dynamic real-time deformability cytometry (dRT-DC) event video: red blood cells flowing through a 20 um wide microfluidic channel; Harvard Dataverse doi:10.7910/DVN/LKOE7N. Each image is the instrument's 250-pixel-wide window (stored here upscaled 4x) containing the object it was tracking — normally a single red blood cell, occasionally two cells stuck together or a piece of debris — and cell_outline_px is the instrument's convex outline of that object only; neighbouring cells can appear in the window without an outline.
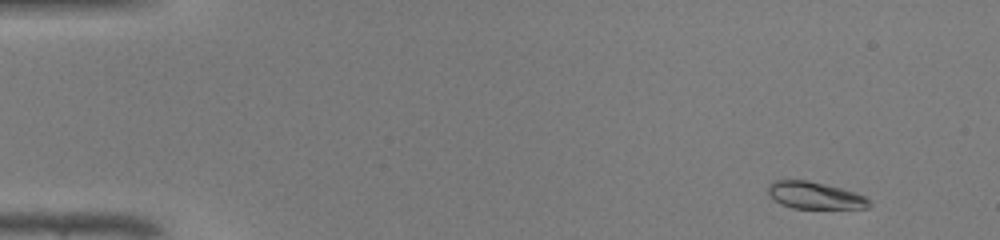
{"species": "common noctule bat (a hibernating species)", "species_latin": "Nyctalus noctula", "temperature_condition": "warm", "stored_images_in_passage": 46, "camera_frame_rate_fps": 3000, "um_per_image_px": 0.085, "animal": {"sex": "male", "body_mass_g": 19.0, "forearm_length_mm": 50.8}, "frame": {"image": 1, "passage_image": 3, "time_ms": 0.667, "image_size_px": [1000, 240], "cell_outline_px": [[872, 204], [868, 208], [792, 208], [780, 204], [768, 192], [768, 184], [772, 180], [808, 180], [856, 192], [864, 196]], "centroid_in_image_um": [69.26, 16.6], "position_along_channel_um": 15.7, "area_um2": 15.84}}
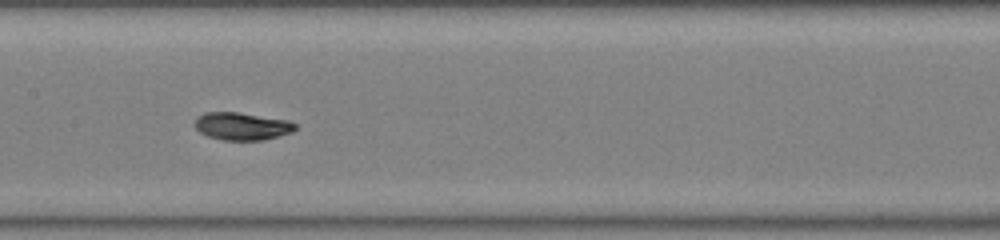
{"frame": {"image": 2, "passage_image": 23, "time_ms": 7.333, "image_size_px": [1000, 240], "cell_outline_px": [[296, 128], [292, 132], [264, 140], [224, 140], [208, 136], [200, 132], [196, 128], [196, 116], [204, 112], [236, 112], [288, 120], [296, 124]], "centroid_in_image_um": [20.56, 10.72], "position_along_channel_um": 186.8, "area_um2": 16.07}}
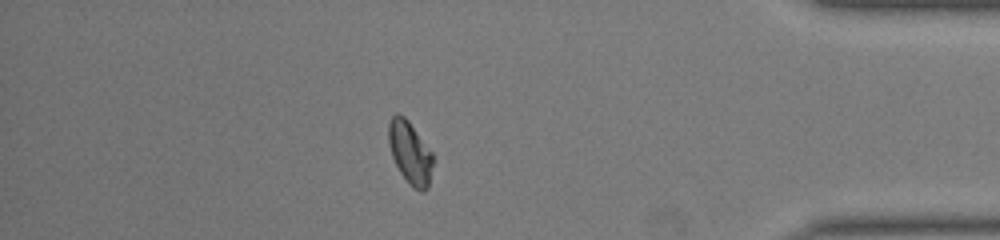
{"frame": {"image": 3, "passage_image": 40, "time_ms": 13.0, "image_size_px": [1000, 240], "cell_outline_px": [[432, 164], [428, 188], [424, 192], [420, 192], [412, 188], [400, 172], [392, 156], [388, 144], [388, 124], [392, 116], [396, 112], [404, 116], [408, 120], [432, 152]], "centroid_in_image_um": [34.83, 12.98], "position_along_channel_um": 400.4, "area_um2": 16.18}, "authors_computed_cell_mechanics": {"area_um2": 16.1262, "velocity_mm_per_s": 4.3418, "shape_relaxation_time_tau1_ms": 4.0448, "shape_relaxation_time_tau2_ms": null, "deformation_change_tau1": 0.1581, "deformation_change_tau2": null}}